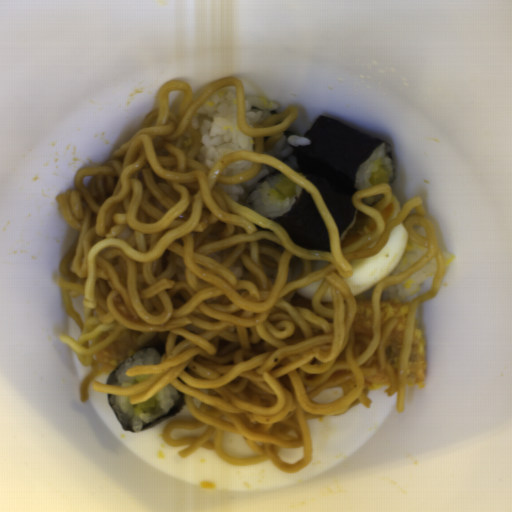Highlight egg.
<instances>
[{
	"label": "egg",
	"instance_id": "1",
	"mask_svg": "<svg viewBox=\"0 0 512 512\" xmlns=\"http://www.w3.org/2000/svg\"><path fill=\"white\" fill-rule=\"evenodd\" d=\"M408 232L403 224L392 228L388 239L377 255L350 261L351 277L344 282L353 296L361 294L381 282L400 262L407 246Z\"/></svg>",
	"mask_w": 512,
	"mask_h": 512
},
{
	"label": "egg",
	"instance_id": "2",
	"mask_svg": "<svg viewBox=\"0 0 512 512\" xmlns=\"http://www.w3.org/2000/svg\"><path fill=\"white\" fill-rule=\"evenodd\" d=\"M323 278L322 279H319V280H316L304 287H301L299 289H296V293L298 295H300L302 298H305L307 300H311L312 297L314 296V294L316 293L317 289L319 288V286L321 285V283L323 282Z\"/></svg>",
	"mask_w": 512,
	"mask_h": 512
}]
</instances>
